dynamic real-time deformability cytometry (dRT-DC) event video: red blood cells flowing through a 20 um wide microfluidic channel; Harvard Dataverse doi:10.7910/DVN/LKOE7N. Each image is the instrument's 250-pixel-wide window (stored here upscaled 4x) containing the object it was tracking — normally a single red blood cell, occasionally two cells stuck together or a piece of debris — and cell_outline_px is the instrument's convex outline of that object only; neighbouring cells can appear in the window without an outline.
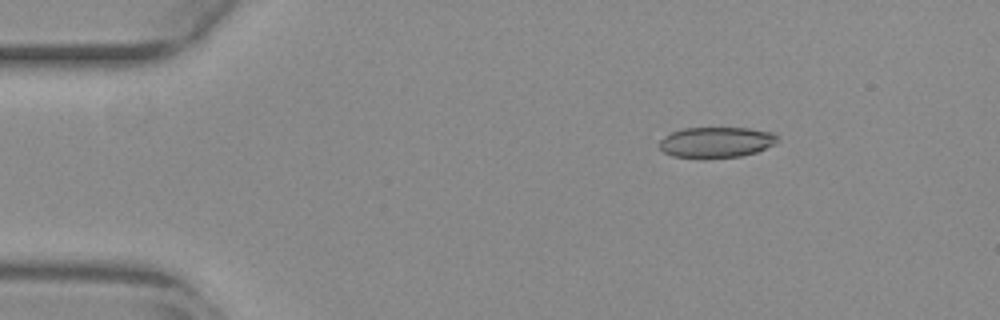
{"species": "common noctule bat (a hibernating species)", "species_latin": "Nyctalus noctula", "temperature_condition": "warm", "stored_images_in_passage": 46, "camera_frame_rate_fps": 3000, "um_per_image_px": 0.085, "animal": {"sex": "female", "body_mass_g": 29.2, "forearm_length_mm": 56.3}, "frame": {"image": 1, "passage_image": 1, "time_ms": 0.0, "image_size_px": [1000, 320], "cell_outline_px": [[776, 144], [756, 152], [740, 156], [704, 160], [700, 160], [672, 156], [664, 152], [660, 148], [660, 140], [664, 136], [672, 132], [684, 128], [748, 128], [772, 132], [776, 136]], "centroid_in_image_um": [60.84, 12.12], "position_along_channel_um": 24.2, "area_um2": 21.5}}
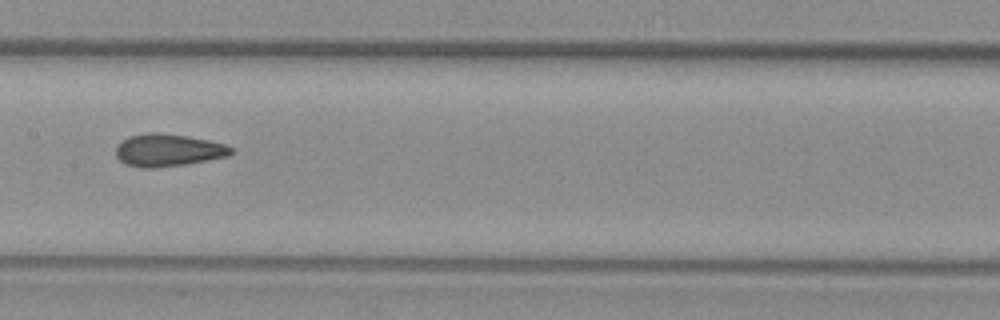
{"frame": {"image": 2, "passage_image": 20, "time_ms": 6.333, "image_size_px": [1000, 320], "cell_outline_px": [[236, 152], [228, 156], [188, 164], [156, 168], [140, 168], [124, 164], [116, 156], [116, 148], [128, 136], [148, 132], [156, 132], [188, 136], [208, 140], [224, 144], [236, 148]], "centroid_in_image_um": [14.33, 12.77], "position_along_channel_um": 193.1, "area_um2": 22.08}}
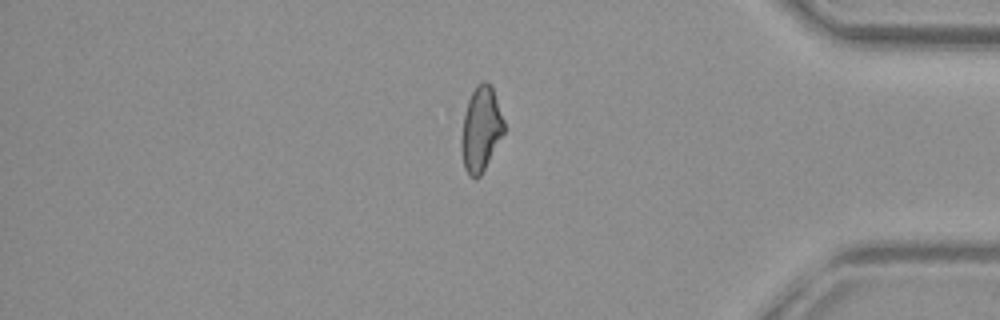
{"frame": {"image": 3, "passage_image": 38, "time_ms": 12.333, "image_size_px": [1000, 320], "cell_outline_px": [[504, 132], [480, 176], [476, 180], [468, 176], [464, 168], [460, 148], [460, 140], [464, 116], [468, 100], [476, 84], [484, 80], [492, 88], [504, 120]], "centroid_in_image_um": [40.84, 11.01], "position_along_channel_um": 394.4, "area_um2": 20.92}, "authors_computed_cell_mechanics": {"area_um2": 21.4727, "velocity_mm_per_s": 3.8571, "shape_relaxation_time_tau1_ms": null, "shape_relaxation_time_tau2_ms": 1.6024, "deformation_change_tau1": null, "deformation_change_tau2": 0.0922}}